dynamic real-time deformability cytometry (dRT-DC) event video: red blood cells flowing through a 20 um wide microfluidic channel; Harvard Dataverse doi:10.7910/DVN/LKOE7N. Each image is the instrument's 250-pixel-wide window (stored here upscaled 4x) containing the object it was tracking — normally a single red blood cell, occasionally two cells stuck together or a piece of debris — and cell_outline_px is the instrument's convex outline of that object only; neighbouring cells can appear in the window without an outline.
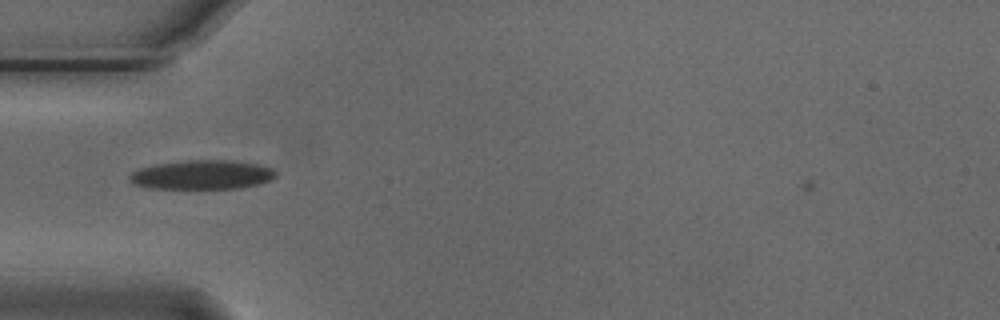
{"species": "Egyptian fruit bat (a non-hibernating species)", "species_latin": "Rousettus aegyptiacus", "temperature_condition": "cold", "stored_images_in_passage": 41, "camera_frame_rate_fps": 3000, "um_per_image_px": 0.085, "animal": {"sex": "male"}, "frame": {"image": 1, "passage_image": 4, "time_ms": 1.0, "image_size_px": [1000, 320], "cell_outline_px": [[276, 176], [272, 180], [260, 184], [240, 188], [152, 188], [136, 184], [128, 180], [128, 176], [136, 168], [156, 164], [188, 160], [232, 160], [260, 164], [272, 168], [276, 172]], "centroid_in_image_um": [17.2, 14.84], "position_along_channel_um": 67.8, "area_um2": 25.03}}
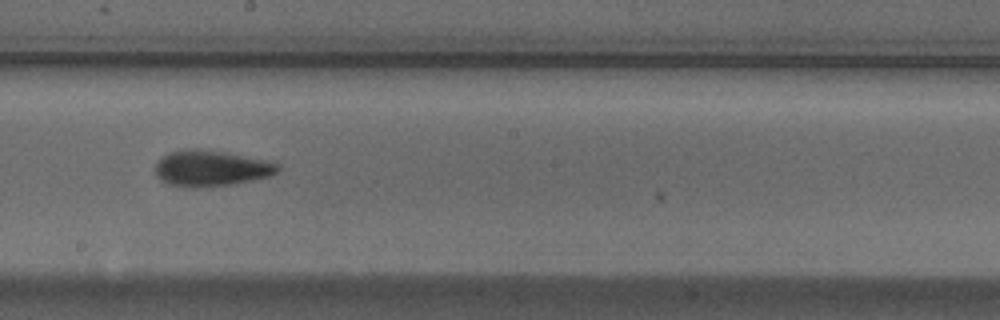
{"frame": {"image": 2, "passage_image": 17, "time_ms": 5.333, "image_size_px": [1000, 320], "cell_outline_px": [[280, 168], [276, 172], [268, 176], [252, 180], [232, 184], [200, 188], [196, 188], [168, 184], [160, 180], [156, 176], [156, 164], [168, 152], [192, 148], [200, 148], [224, 152], [268, 160], [280, 164]], "centroid_in_image_um": [17.94, 14.3], "position_along_channel_um": 230.3, "area_um2": 25.66}}
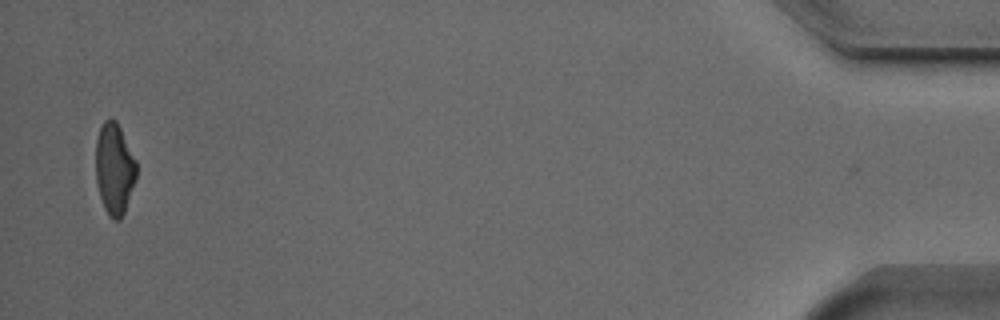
{"frame": {"image": 3, "passage_image": 40, "time_ms": 13.0, "image_size_px": [1000, 320], "cell_outline_px": [[136, 180], [124, 212], [120, 220], [112, 220], [108, 216], [104, 208], [100, 196], [96, 180], [96, 140], [100, 124], [104, 120], [112, 116], [116, 120], [136, 160]], "centroid_in_image_um": [9.71, 14.33], "position_along_channel_um": 425.5, "area_um2": 21.85}, "authors_computed_cell_mechanics": {"area_um2": 23.0622, "velocity_mm_per_s": 3.7475, "shape_relaxation_time_tau1_ms": 2.885, "shape_relaxation_time_tau2_ms": 3.1134, "deformation_change_tau1": 0.1319, "deformation_change_tau2": 0.1136}}